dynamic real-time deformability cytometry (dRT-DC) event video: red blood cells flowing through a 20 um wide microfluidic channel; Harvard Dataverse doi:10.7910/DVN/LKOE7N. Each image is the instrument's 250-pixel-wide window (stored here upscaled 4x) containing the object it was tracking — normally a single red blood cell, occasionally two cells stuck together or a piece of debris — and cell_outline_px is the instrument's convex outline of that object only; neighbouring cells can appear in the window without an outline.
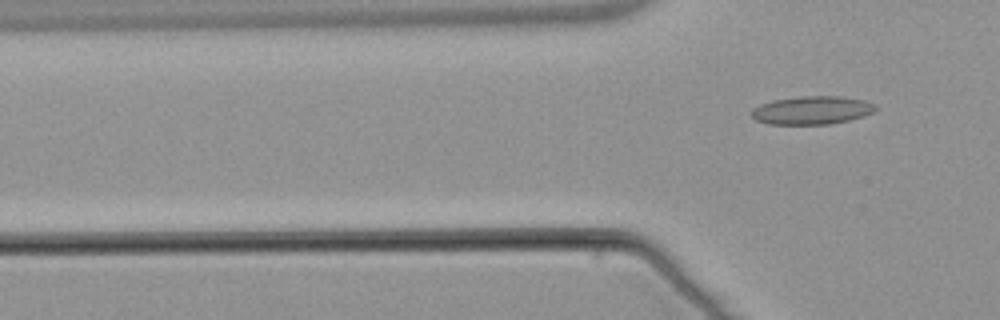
{"species": "common noctule bat (a hibernating species)", "species_latin": "Nyctalus noctula", "temperature_condition": "warm", "stored_images_in_passage": 4, "camera_frame_rate_fps": 3000, "um_per_image_px": 0.085, "animal": {"sex": "male", "body_mass_g": 21.5, "forearm_length_mm": 52.0}, "frame": {"image": 1, "passage_image": 4, "time_ms": 3.667, "image_size_px": [1000, 320], "cell_outline_px": [[876, 108], [872, 112], [864, 116], [832, 124], [768, 124], [756, 120], [752, 116], [752, 108], [760, 104], [772, 100], [800, 96], [840, 96], [864, 100], [876, 104]], "centroid_in_image_um": [69.01, 9.36], "position_along_channel_um": 56.8, "area_um2": 20.46}}